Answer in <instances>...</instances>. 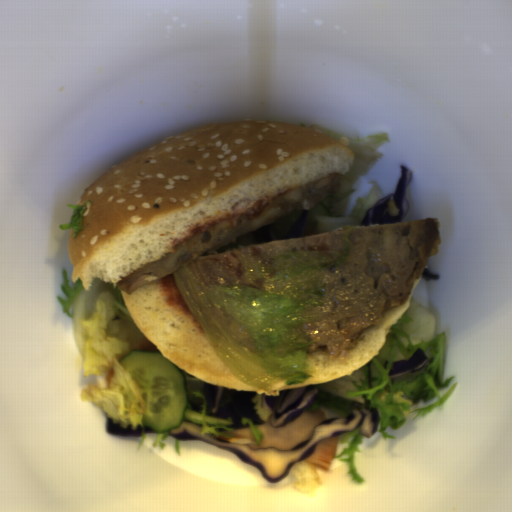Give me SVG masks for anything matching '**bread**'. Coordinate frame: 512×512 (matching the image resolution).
I'll return each instance as SVG.
<instances>
[{"label":"bread","mask_w":512,"mask_h":512,"mask_svg":"<svg viewBox=\"0 0 512 512\" xmlns=\"http://www.w3.org/2000/svg\"><path fill=\"white\" fill-rule=\"evenodd\" d=\"M422 275L414 280L403 303L385 312L379 324L363 330L348 347L336 355L329 354L323 345L308 351L307 359L314 373L310 381L276 390L249 388L230 371L209 344L172 273L140 285L130 294L121 293L145 339L187 374L213 385L277 396L280 390L333 381L375 357L386 342L388 330L408 310Z\"/></svg>","instance_id":"bread-2"},{"label":"bread","mask_w":512,"mask_h":512,"mask_svg":"<svg viewBox=\"0 0 512 512\" xmlns=\"http://www.w3.org/2000/svg\"><path fill=\"white\" fill-rule=\"evenodd\" d=\"M349 147L298 125L231 120L187 129L116 163L80 196L89 206L66 254L72 282L117 283L198 232L243 223L279 196L354 163Z\"/></svg>","instance_id":"bread-1"}]
</instances>
